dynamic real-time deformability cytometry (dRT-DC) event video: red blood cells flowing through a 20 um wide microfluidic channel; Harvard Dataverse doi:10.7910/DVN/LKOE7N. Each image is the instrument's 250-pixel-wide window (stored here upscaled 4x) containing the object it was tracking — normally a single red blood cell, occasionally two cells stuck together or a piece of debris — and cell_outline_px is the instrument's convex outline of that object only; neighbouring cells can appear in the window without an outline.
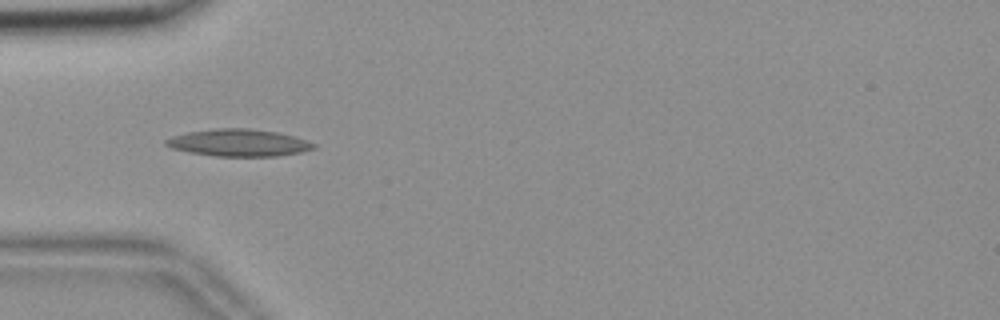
{"species": "common noctule bat (a hibernating species)", "species_latin": "Nyctalus noctula", "temperature_condition": "room temperature", "stored_images_in_passage": 39, "camera_frame_rate_fps": 3000, "um_per_image_px": 0.085, "animal": {"sex": "female", "body_mass_g": 18.4}, "frame": {"image": 1, "passage_image": 1, "time_ms": 0.0, "image_size_px": [1000, 320], "cell_outline_px": [[316, 148], [300, 152], [276, 156], [216, 156], [188, 152], [172, 148], [164, 144], [164, 140], [172, 136], [188, 132], [216, 128], [248, 128], [276, 132], [292, 136], [316, 144]], "centroid_in_image_um": [20.25, 12.13], "position_along_channel_um": 64.8, "area_um2": 23.18}}
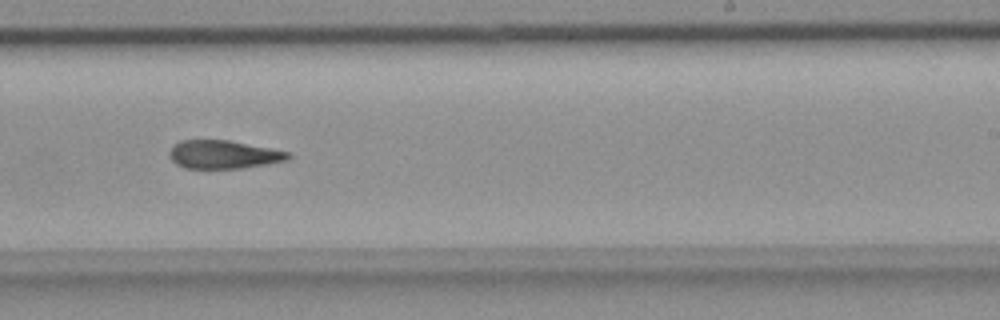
{"frame": {"image": 2, "passage_image": 18, "time_ms": 5.667, "image_size_px": [1000, 320], "cell_outline_px": [[292, 156], [288, 160], [268, 164], [244, 168], [184, 168], [176, 164], [168, 156], [168, 152], [172, 144], [180, 140], [228, 140], [288, 152]], "centroid_in_image_um": [18.94, 13.13], "position_along_channel_um": 270.1, "area_um2": 19.65}}
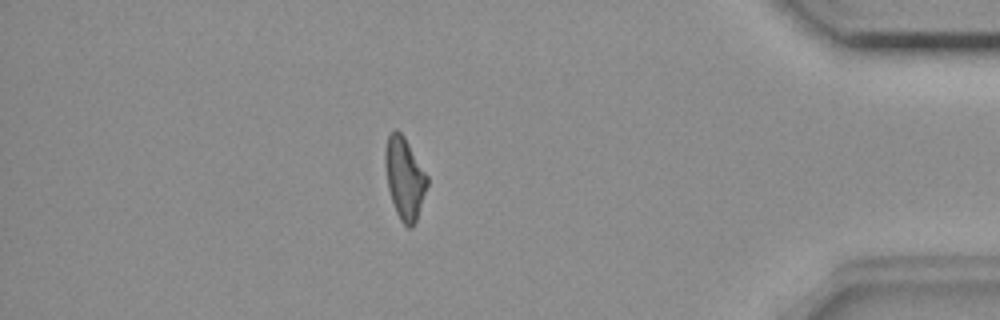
{"frame": {"image": 3, "passage_image": 32, "time_ms": 10.333, "image_size_px": [1000, 320], "cell_outline_px": [[428, 184], [416, 220], [412, 228], [408, 228], [400, 220], [396, 212], [388, 188], [384, 164], [384, 148], [388, 136], [396, 128], [404, 136], [428, 176]], "centroid_in_image_um": [34.37, 15.13], "position_along_channel_um": 400.8, "area_um2": 20.0}, "authors_computed_cell_mechanics": {"area_um2": 20.23, "velocity_mm_per_s": 3.657, "shape_relaxation_time_tau1_ms": null, "shape_relaxation_time_tau2_ms": 5.6965, "deformation_change_tau1": null, "deformation_change_tau2": 0.1673}}